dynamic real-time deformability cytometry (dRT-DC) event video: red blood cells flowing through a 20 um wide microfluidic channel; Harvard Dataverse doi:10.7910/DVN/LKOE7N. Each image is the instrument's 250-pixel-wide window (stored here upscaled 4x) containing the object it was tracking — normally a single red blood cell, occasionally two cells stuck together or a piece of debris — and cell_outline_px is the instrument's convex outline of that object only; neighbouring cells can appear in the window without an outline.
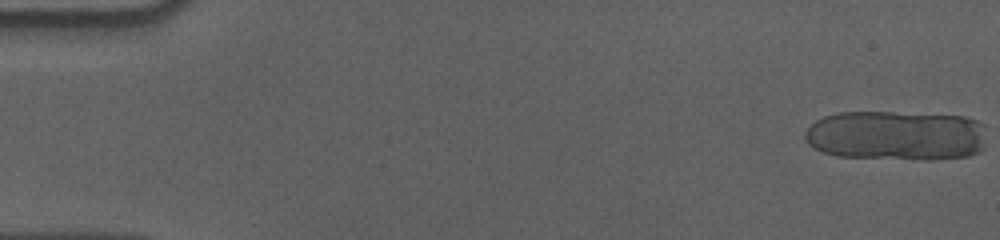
{"species": "human", "species_latin": "Homo sapiens", "temperature_condition": "cold", "stored_images_in_passage": 17, "camera_frame_rate_fps": 3000, "um_per_image_px": 0.085, "donor": {"sex": "male"}, "frame": {"image": 1, "passage_image": 1, "time_ms": 0.0, "image_size_px": [1000, 240], "cell_outline_px": [[984, 148], [980, 152], [968, 156], [932, 160], [920, 160], [836, 156], [824, 152], [808, 144], [804, 136], [804, 132], [816, 120], [824, 116], [840, 112], [892, 112], [964, 116], [976, 120], [984, 124]], "centroid_in_image_um": [76.21, 11.53], "position_along_channel_um": 8.8, "area_um2": 53.47}}